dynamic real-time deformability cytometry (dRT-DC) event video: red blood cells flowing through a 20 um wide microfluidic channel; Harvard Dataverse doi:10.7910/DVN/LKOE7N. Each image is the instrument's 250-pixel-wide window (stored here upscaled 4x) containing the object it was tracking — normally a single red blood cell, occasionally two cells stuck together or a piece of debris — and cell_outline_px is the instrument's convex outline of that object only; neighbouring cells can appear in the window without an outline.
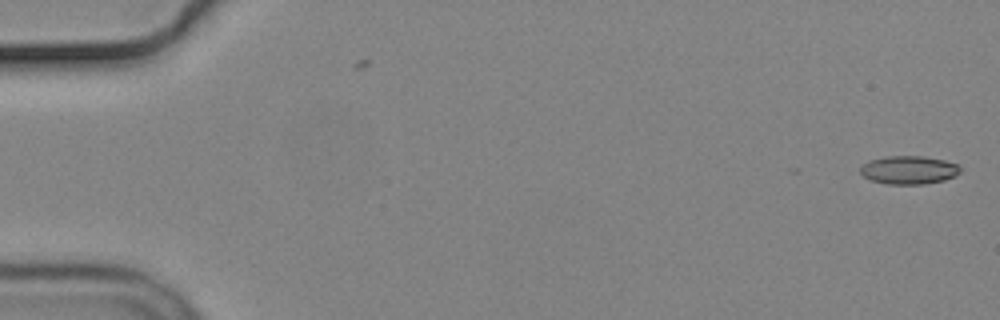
{"species": "common noctule bat (a hibernating species)", "species_latin": "Nyctalus noctula", "temperature_condition": "cold", "stored_images_in_passage": 2, "camera_frame_rate_fps": 3000, "um_per_image_px": 0.085, "animal": {"sex": "male", "body_mass_g": 19.2, "forearm_length_mm": 51.8}, "frame": {"image": 1, "passage_image": 2, "time_ms": 1.0, "image_size_px": [1000, 320], "cell_outline_px": [[960, 172], [956, 176], [944, 180], [924, 184], [888, 184], [868, 180], [860, 172], [860, 168], [868, 160], [888, 156], [924, 156], [944, 160], [960, 164]], "centroid_in_image_um": [77.26, 14.45], "position_along_channel_um": 7.7, "area_um2": 16.65}}